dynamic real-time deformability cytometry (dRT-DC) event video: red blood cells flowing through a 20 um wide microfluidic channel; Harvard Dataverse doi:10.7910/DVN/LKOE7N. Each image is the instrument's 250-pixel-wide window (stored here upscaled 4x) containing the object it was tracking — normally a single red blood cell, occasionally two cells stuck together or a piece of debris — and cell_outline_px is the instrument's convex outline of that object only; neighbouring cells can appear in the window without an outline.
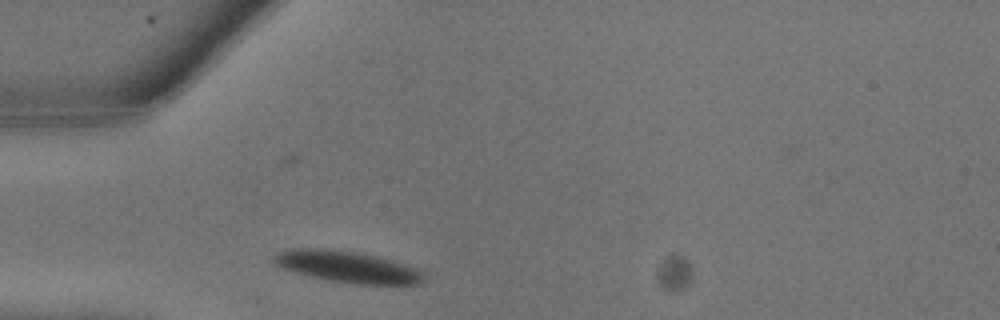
{"species": "common noctule bat (a hibernating species)", "species_latin": "Nyctalus noctula", "temperature_condition": "warm", "stored_images_in_passage": 7, "camera_frame_rate_fps": 3000, "um_per_image_px": 0.085, "animal": {"sex": "male", "body_mass_g": 13.3}, "frame": {"image": 1, "passage_image": 2, "time_ms": 0.333, "image_size_px": [1000, 320], "cell_outline_px": [[424, 280], [420, 284], [356, 284], [328, 280], [296, 272], [284, 268], [276, 264], [272, 260], [272, 256], [276, 252], [292, 248], [320, 248], [360, 252], [392, 260], [420, 268], [424, 272]], "centroid_in_image_um": [29.56, 22.66], "position_along_channel_um": 55.4, "area_um2": 27.63}}
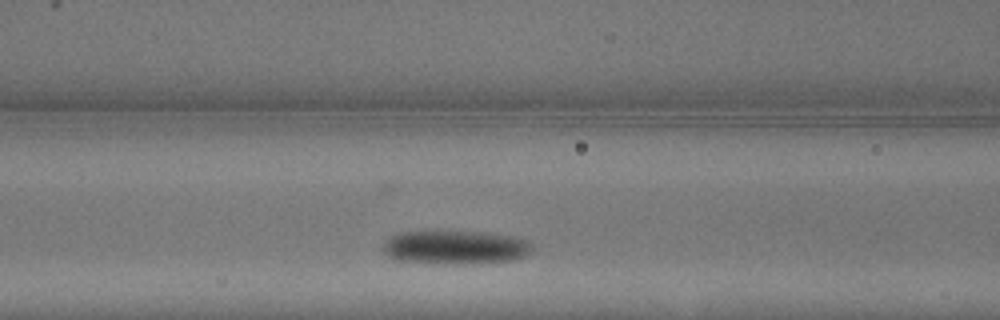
{"frame": {"image": 2, "passage_image": 5, "time_ms": 1.333, "image_size_px": [1000, 320], "cell_outline_px": [[532, 248], [524, 256], [508, 260], [464, 264], [444, 264], [392, 260], [384, 252], [384, 244], [392, 236], [400, 232], [492, 232], [516, 236], [528, 240], [532, 244]], "centroid_in_image_um": [38.71, 21.02], "position_along_channel_um": 127.9, "area_um2": 29.25}}
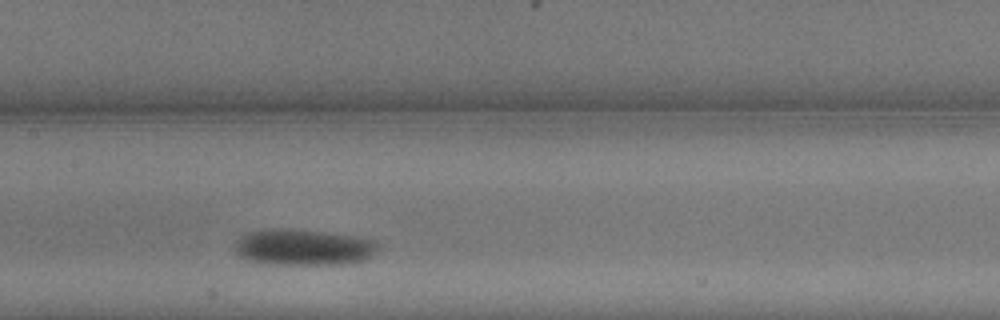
{"frame": {"image": 3, "passage_image": 7, "time_ms": 2.0, "image_size_px": [1000, 320], "cell_outline_px": [[380, 248], [372, 256], [364, 260], [344, 264], [276, 264], [244, 260], [236, 256], [232, 244], [244, 232], [260, 228], [288, 228], [324, 232], [352, 236], [376, 240], [380, 244]], "centroid_in_image_um": [25.7, 21.0], "position_along_channel_um": 181.7, "area_um2": 30.98}}